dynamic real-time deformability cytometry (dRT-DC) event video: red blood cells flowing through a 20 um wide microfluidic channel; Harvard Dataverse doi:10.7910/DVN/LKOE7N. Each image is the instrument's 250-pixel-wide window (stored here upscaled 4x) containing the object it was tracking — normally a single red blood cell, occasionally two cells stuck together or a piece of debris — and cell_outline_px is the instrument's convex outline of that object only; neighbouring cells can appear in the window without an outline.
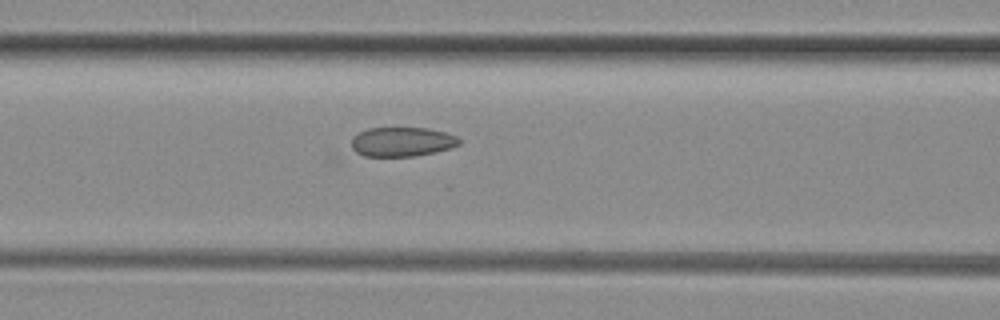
{"species": "common noctule bat (a hibernating species)", "species_latin": "Nyctalus noctula", "temperature_condition": "room temperature", "stored_images_in_passage": 34, "camera_frame_rate_fps": 3000, "um_per_image_px": 0.085, "animal": {"sex": "female", "body_mass_g": 29.2, "forearm_length_mm": 56.3}, "frame": {"image": 1, "passage_image": 14, "time_ms": 4.333, "image_size_px": [1000, 320], "cell_outline_px": [[460, 144], [452, 148], [436, 152], [416, 156], [364, 156], [356, 152], [352, 148], [352, 136], [368, 128], [428, 128], [444, 132], [456, 136], [460, 140]], "centroid_in_image_um": [34.18, 12.05], "position_along_channel_um": 132.4, "area_um2": 18.5}}
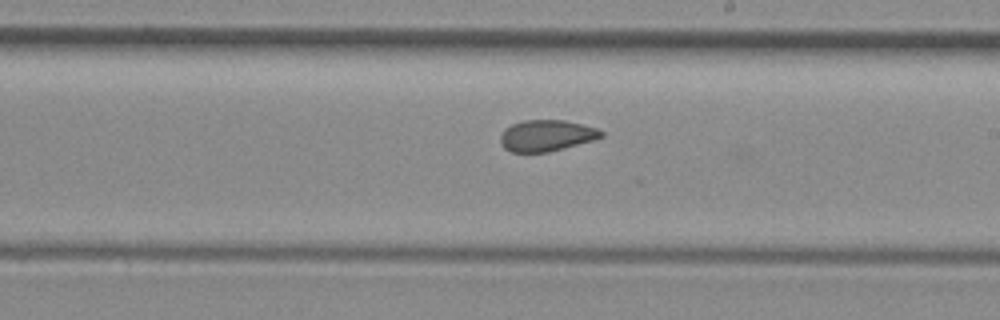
{"frame": {"image": 2, "passage_image": 22, "time_ms": 7.0, "image_size_px": [1000, 320], "cell_outline_px": [[604, 136], [592, 140], [548, 152], [512, 152], [504, 148], [500, 144], [500, 136], [512, 124], [524, 120], [564, 120], [596, 128], [604, 132]], "centroid_in_image_um": [46.44, 11.52], "position_along_channel_um": 242.6, "area_um2": 18.09}}
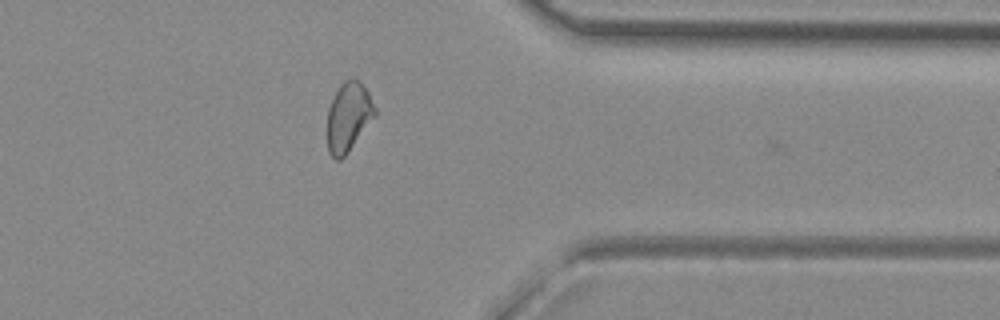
{"frame": {"image": 3, "passage_image": 33, "time_ms": 10.667, "image_size_px": [1000, 320], "cell_outline_px": [[376, 112], [344, 156], [340, 160], [336, 160], [328, 152], [328, 108], [340, 84], [344, 80], [352, 76], [360, 80], [368, 92], [376, 108]], "centroid_in_image_um": [29.6, 9.87], "position_along_channel_um": 381.8, "area_um2": 18.73}}